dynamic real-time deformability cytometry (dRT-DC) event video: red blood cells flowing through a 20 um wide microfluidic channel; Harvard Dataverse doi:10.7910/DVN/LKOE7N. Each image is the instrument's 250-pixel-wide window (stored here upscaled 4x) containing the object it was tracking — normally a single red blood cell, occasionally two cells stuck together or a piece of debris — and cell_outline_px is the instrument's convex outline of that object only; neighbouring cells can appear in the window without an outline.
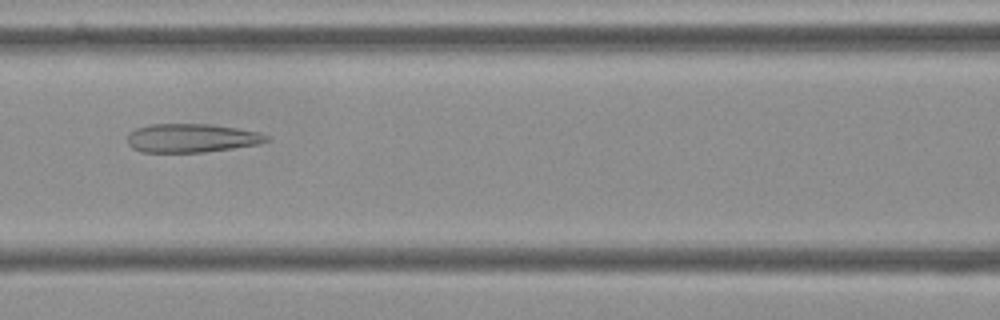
{"species": "Egyptian fruit bat (a non-hibernating species)", "species_latin": "Rousettus aegyptiacus", "temperature_condition": "cold", "stored_images_in_passage": 55, "camera_frame_rate_fps": 3000, "um_per_image_px": 0.085, "frame": {"image": 1, "passage_image": 24, "time_ms": 7.667, "image_size_px": [1000, 320], "cell_outline_px": [[272, 140], [256, 144], [232, 148], [204, 152], [140, 152], [132, 148], [128, 144], [128, 132], [136, 128], [148, 124], [208, 124], [236, 128], [260, 132], [272, 136]], "centroid_in_image_um": [16.29, 11.73], "position_along_channel_um": 150.3, "area_um2": 23.41}}
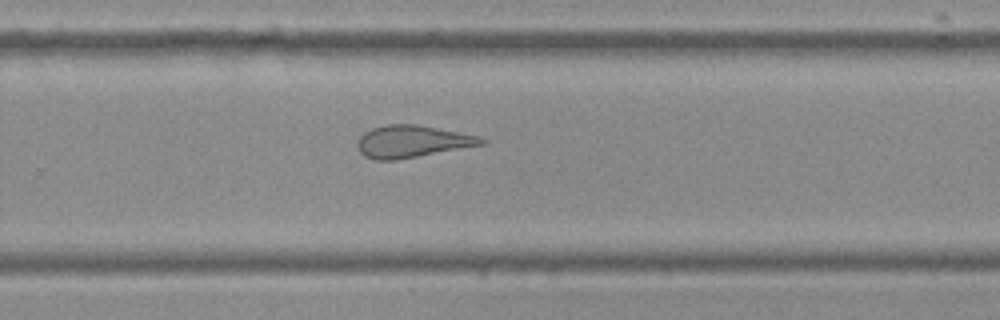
{"frame": {"image": 2, "passage_image": 36, "time_ms": 11.667, "image_size_px": [1000, 320], "cell_outline_px": [[488, 140], [484, 144], [396, 160], [372, 160], [364, 156], [360, 152], [356, 144], [360, 136], [364, 132], [372, 128], [384, 124], [416, 124], [480, 136]], "centroid_in_image_um": [35.0, 12.02], "position_along_channel_um": 294.8, "area_um2": 23.24}}
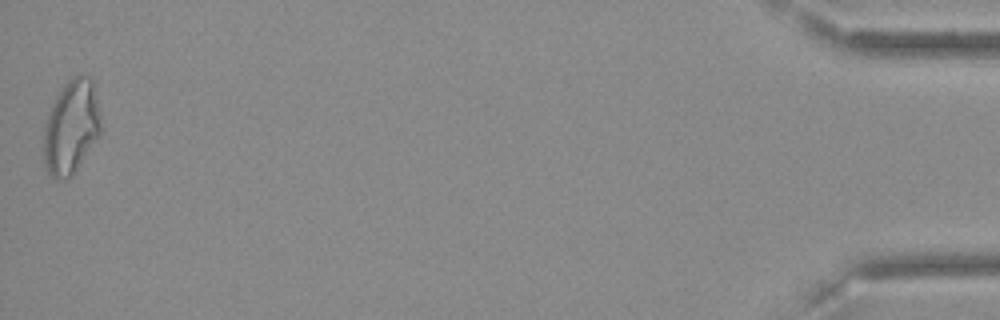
{"frame": {"image": 3, "passage_image": 55, "time_ms": 18.0, "image_size_px": [1000, 320], "cell_outline_px": [[100, 132], [72, 176], [64, 180], [56, 180], [48, 172], [44, 164], [44, 128], [48, 112], [56, 96], [64, 84], [72, 76], [80, 72], [84, 72], [92, 76], [100, 112]], "centroid_in_image_um": [6.05, 10.74], "position_along_channel_um": 429.1, "area_um2": 31.5}, "authors_computed_cell_mechanics": {"area_um2": 27.166, "velocity_mm_per_s": 3.6276, "shape_relaxation_time_tau1_ms": null, "shape_relaxation_time_tau2_ms": 2.4153, "deformation_change_tau1": null, "deformation_change_tau2": 0.1302}}